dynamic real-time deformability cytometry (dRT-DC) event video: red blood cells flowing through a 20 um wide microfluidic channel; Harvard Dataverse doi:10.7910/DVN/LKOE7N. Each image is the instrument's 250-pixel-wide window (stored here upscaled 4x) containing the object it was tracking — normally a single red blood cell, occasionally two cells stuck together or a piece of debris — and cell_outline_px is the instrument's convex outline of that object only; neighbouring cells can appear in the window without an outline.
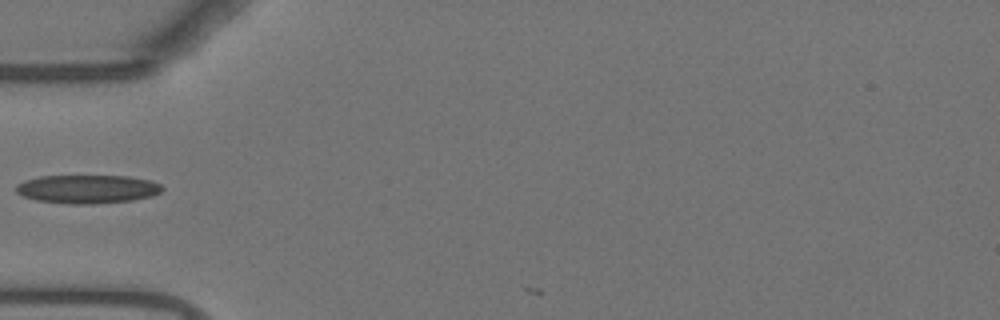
{"species": "Egyptian fruit bat (a non-hibernating species)", "species_latin": "Rousettus aegyptiacus", "temperature_condition": "warm", "stored_images_in_passage": 3, "camera_frame_rate_fps": 3000, "um_per_image_px": 0.085, "animal": {"sex": "female"}, "frame": {"image": 1, "passage_image": 1, "time_ms": 0.0, "image_size_px": [1000, 320], "cell_outline_px": [[164, 188], [160, 192], [152, 196], [132, 200], [92, 204], [72, 204], [36, 200], [24, 196], [16, 192], [16, 184], [24, 180], [40, 176], [128, 176], [152, 180], [160, 184]], "centroid_in_image_um": [7.44, 16.06], "position_along_channel_um": 77.6, "area_um2": 24.33}}